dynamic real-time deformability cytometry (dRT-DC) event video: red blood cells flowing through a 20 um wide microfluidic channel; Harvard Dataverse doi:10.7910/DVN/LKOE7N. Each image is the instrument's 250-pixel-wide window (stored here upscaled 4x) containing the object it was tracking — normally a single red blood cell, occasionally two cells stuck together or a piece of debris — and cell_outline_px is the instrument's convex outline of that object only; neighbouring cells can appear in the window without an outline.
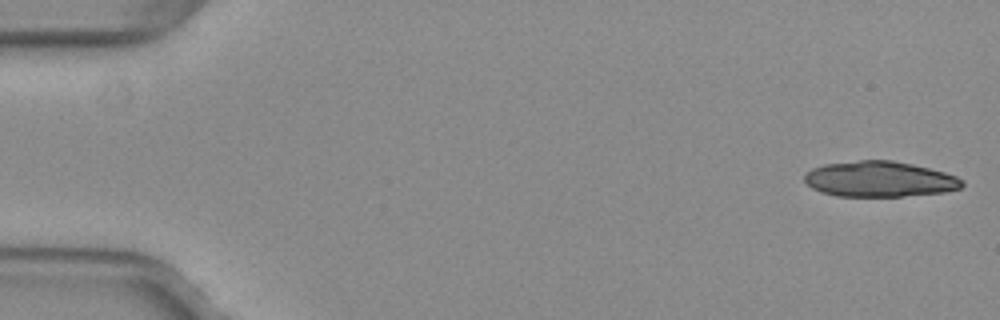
{"species": "common noctule bat (a hibernating species)", "species_latin": "Nyctalus noctula", "temperature_condition": "warm", "stored_images_in_passage": 9, "camera_frame_rate_fps": 3000, "um_per_image_px": 0.085, "animal": {"sex": "female", "body_mass_g": 29.2, "forearm_length_mm": 56.3}, "frame": {"image": 1, "passage_image": 1, "time_ms": 0.0, "image_size_px": [1000, 320], "cell_outline_px": [[964, 184], [960, 188], [944, 192], [900, 196], [836, 196], [820, 192], [812, 188], [804, 180], [804, 172], [812, 168], [824, 164], [860, 160], [892, 160], [912, 164], [944, 172], [956, 176], [964, 180]], "centroid_in_image_um": [74.73, 15.22], "position_along_channel_um": 10.3, "area_um2": 32.71}}